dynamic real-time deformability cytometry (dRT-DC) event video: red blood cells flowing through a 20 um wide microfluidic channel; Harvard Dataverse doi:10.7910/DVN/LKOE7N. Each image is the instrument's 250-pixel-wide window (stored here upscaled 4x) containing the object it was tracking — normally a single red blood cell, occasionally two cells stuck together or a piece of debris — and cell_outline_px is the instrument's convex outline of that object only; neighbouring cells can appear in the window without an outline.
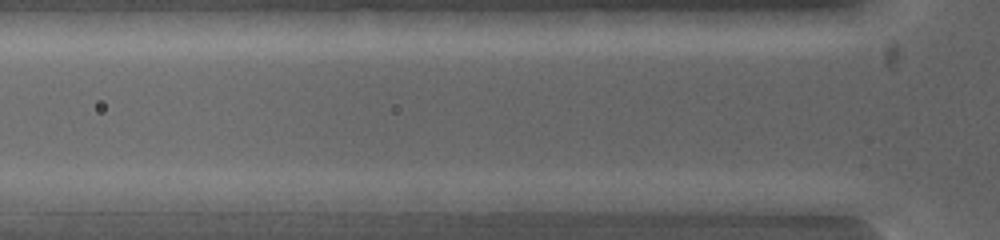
{"species": "common noctule bat (a hibernating species)", "species_latin": "Nyctalus noctula", "temperature_condition": "warm", "stored_images_in_passage": 2, "segment_of_instrument_passage": [2, 2], "camera_frame_rate_fps": 5000, "um_per_image_px": 0.085, "animal": {"sex": "female", "body_mass_g": 19.0, "forearm_length_mm": 53.3}, "frame": {"image": 1, "passage_image": 2, "time_ms": 0.4, "image_size_px": [1000, 240], "cell_outline_px": [[716, 200], [700, 208], [644, 208], [596, 200], [604, 192], [704, 192]], "centroid_in_image_um": [55.98, 16.95], "position_along_channel_um": 69.8, "area_um2": 11.44}}